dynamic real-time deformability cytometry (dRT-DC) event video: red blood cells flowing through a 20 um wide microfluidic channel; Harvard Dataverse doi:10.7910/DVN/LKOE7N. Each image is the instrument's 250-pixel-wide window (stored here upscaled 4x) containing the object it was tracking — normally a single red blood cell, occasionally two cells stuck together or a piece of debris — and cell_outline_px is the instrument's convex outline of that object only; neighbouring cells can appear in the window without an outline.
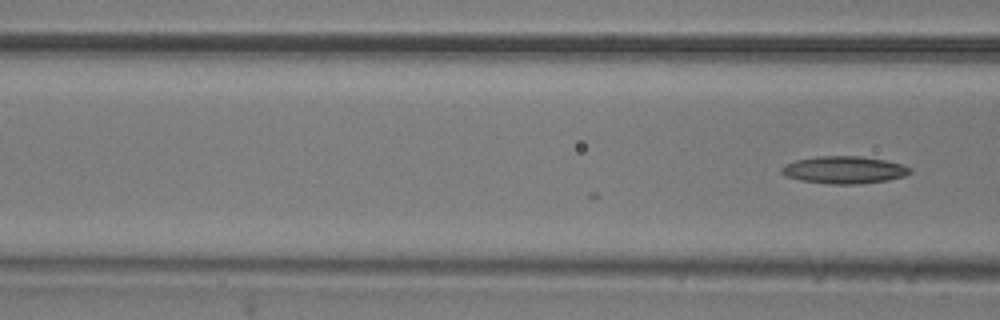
{"species": "common noctule bat (a hibernating species)", "species_latin": "Nyctalus noctula", "temperature_condition": "room temperature", "stored_images_in_passage": 4, "camera_frame_rate_fps": 3000, "um_per_image_px": 0.085, "animal": {"sex": "male", "body_mass_g": 20.5, "forearm_length_mm": 52.5}, "frame": {"image": 1, "passage_image": 4, "time_ms": 1.0, "image_size_px": [1000, 320], "cell_outline_px": [[912, 172], [904, 176], [888, 180], [860, 184], [828, 184], [800, 180], [784, 176], [780, 172], [780, 168], [784, 164], [796, 160], [820, 156], [860, 156], [884, 160], [904, 164], [912, 168]], "centroid_in_image_um": [71.75, 14.44], "position_along_channel_um": 94.9, "area_um2": 20.69}}